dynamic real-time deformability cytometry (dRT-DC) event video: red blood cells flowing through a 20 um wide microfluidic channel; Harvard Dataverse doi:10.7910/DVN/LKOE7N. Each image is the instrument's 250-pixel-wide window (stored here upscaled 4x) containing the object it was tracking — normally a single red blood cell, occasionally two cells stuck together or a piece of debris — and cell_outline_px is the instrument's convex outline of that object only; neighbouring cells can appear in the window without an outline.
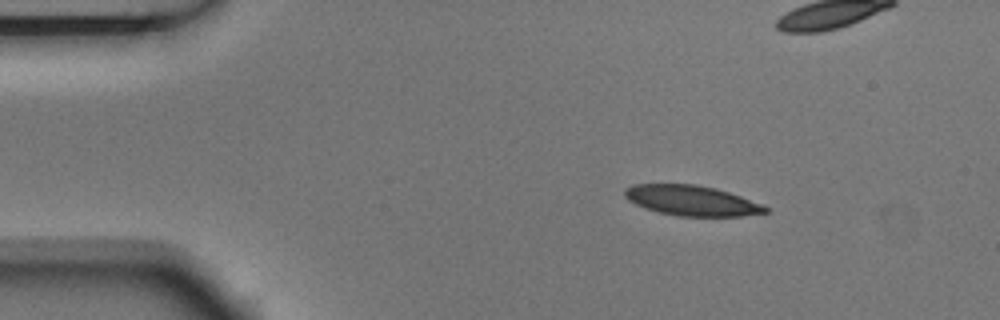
{"species": "Egyptian fruit bat (a non-hibernating species)", "species_latin": "Rousettus aegyptiacus", "temperature_condition": "room temperature", "stored_images_in_passage": 4, "camera_frame_rate_fps": 3000, "um_per_image_px": 0.085, "animal": {"sex": "male"}, "frame": {"image": 1, "passage_image": 1, "time_ms": 0.0, "image_size_px": [1000, 320], "cell_outline_px": [[768, 212], [740, 216], [680, 216], [660, 212], [644, 208], [628, 200], [624, 196], [624, 188], [632, 184], [696, 184], [716, 188], [764, 204], [768, 208]], "centroid_in_image_um": [58.78, 17.04], "position_along_channel_um": 26.2, "area_um2": 24.8}}